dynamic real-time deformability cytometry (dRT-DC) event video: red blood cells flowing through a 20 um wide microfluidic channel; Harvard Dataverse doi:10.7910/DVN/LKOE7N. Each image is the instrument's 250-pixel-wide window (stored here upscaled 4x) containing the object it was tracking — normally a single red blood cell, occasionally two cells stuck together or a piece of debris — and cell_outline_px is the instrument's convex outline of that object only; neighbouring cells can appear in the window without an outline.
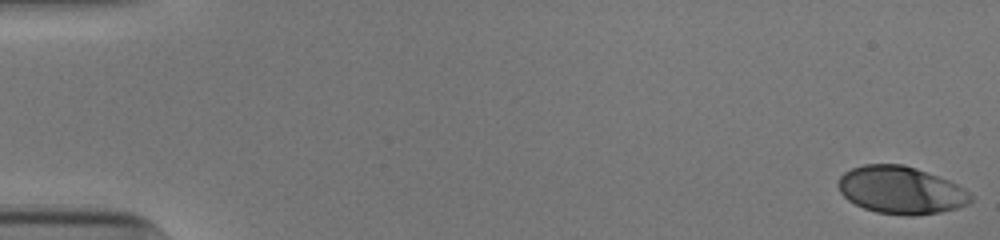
{"species": "human", "species_latin": "Homo sapiens", "temperature_condition": "cold", "stored_images_in_passage": 53, "camera_frame_rate_fps": 3000, "um_per_image_px": 0.085, "donor": {"sex": "male"}, "frame": {"image": 1, "passage_image": 1, "time_ms": 0.0, "image_size_px": [1000, 240], "cell_outline_px": [[972, 200], [968, 204], [956, 208], [940, 212], [912, 216], [904, 216], [876, 212], [864, 208], [848, 200], [840, 192], [836, 184], [840, 176], [844, 172], [852, 168], [864, 164], [904, 164], [916, 168], [948, 180], [964, 188], [972, 196]], "centroid_in_image_um": [76.55, 16.16], "position_along_channel_um": 8.4, "area_um2": 36.76}}
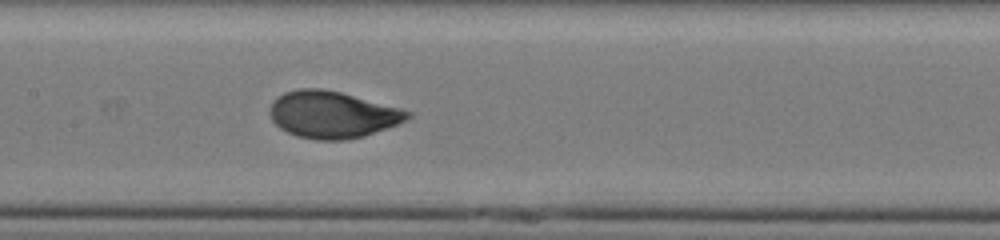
{"frame": {"image": 2, "passage_image": 27, "time_ms": 8.667, "image_size_px": [1000, 240], "cell_outline_px": [[412, 116], [408, 120], [364, 136], [344, 140], [316, 140], [296, 136], [280, 128], [272, 120], [268, 112], [268, 108], [272, 100], [276, 96], [284, 92], [300, 88], [320, 88], [340, 92], [400, 108], [412, 112]], "centroid_in_image_um": [28.21, 9.74], "position_along_channel_um": 179.2, "area_um2": 37.8}}
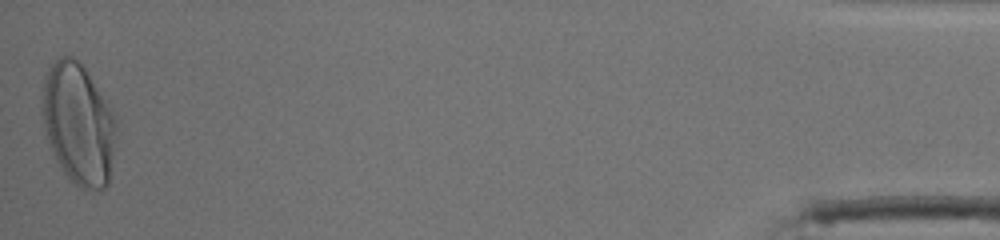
{"frame": {"image": 3, "passage_image": 53, "time_ms": 17.333, "image_size_px": [1000, 240], "cell_outline_px": [[116, 128], [108, 184], [104, 188], [84, 192], [64, 172], [48, 140], [44, 128], [40, 100], [44, 76], [48, 68], [60, 56], [72, 56], [84, 68], [104, 100], [116, 120]], "centroid_in_image_um": [6.62, 10.53], "position_along_channel_um": 428.6, "area_um2": 51.44}, "authors_computed_cell_mechanics": {"area_um2": 36.992, "velocity_mm_per_s": 3.8868, "shape_relaxation_time_tau1_ms": 3.0901, "shape_relaxation_time_tau2_ms": null, "deformation_change_tau1": 0.1955, "deformation_change_tau2": null}}